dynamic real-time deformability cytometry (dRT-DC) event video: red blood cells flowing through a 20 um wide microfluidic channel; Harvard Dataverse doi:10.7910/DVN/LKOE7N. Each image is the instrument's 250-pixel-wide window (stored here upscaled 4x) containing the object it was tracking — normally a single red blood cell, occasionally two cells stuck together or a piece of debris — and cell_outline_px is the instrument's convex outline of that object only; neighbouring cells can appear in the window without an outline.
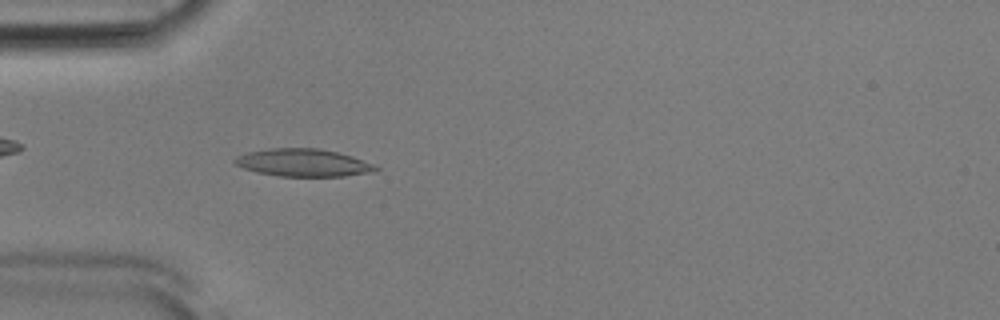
{"species": "Egyptian fruit bat (a non-hibernating species)", "species_latin": "Rousettus aegyptiacus", "temperature_condition": "room temperature", "stored_images_in_passage": 37, "camera_frame_rate_fps": 3000, "um_per_image_px": 0.085, "animal": {"sex": "male"}, "frame": {"image": 1, "passage_image": 7, "time_ms": 2.0, "image_size_px": [1000, 320], "cell_outline_px": [[380, 168], [376, 172], [344, 176], [280, 176], [256, 172], [244, 168], [236, 164], [232, 160], [236, 156], [248, 152], [268, 148], [320, 148], [352, 156], [376, 164]], "centroid_in_image_um": [25.81, 13.83], "position_along_channel_um": 59.2, "area_um2": 22.83}}
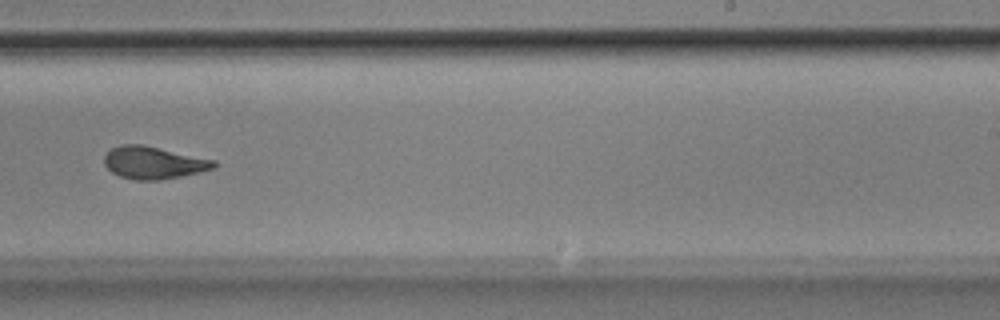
{"frame": {"image": 2, "passage_image": 24, "time_ms": 7.667, "image_size_px": [1000, 320], "cell_outline_px": [[216, 168], [200, 172], [160, 180], [132, 180], [120, 176], [112, 172], [104, 164], [104, 156], [112, 148], [120, 144], [140, 144], [216, 160]], "centroid_in_image_um": [13.05, 13.83], "position_along_channel_um": 276.0, "area_um2": 20.63}}
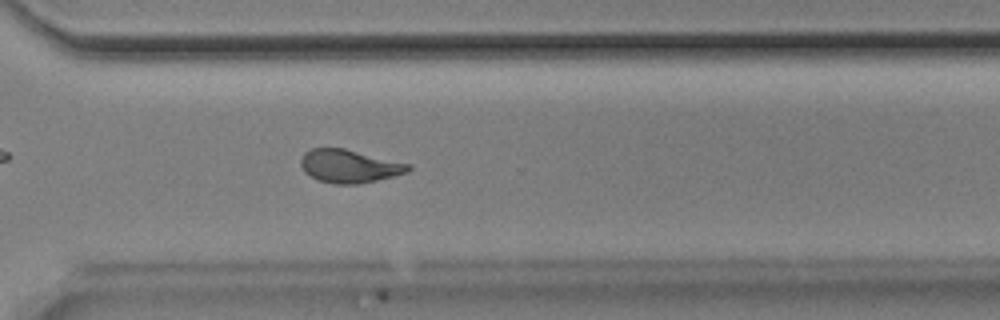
{"frame": {"image": 3, "passage_image": 29, "time_ms": 9.333, "image_size_px": [1000, 320], "cell_outline_px": [[412, 168], [408, 172], [360, 184], [332, 184], [316, 180], [304, 172], [300, 164], [300, 160], [304, 152], [312, 148], [344, 148], [412, 164]], "centroid_in_image_um": [29.68, 14.12], "position_along_channel_um": 340.9, "area_um2": 20.98}, "authors_computed_cell_mechanics": {"area_um2": 20.8658, "velocity_mm_per_s": 3.8962, "shape_relaxation_time_tau1_ms": 5.6118, "shape_relaxation_time_tau2_ms": 1.6968, "deformation_change_tau1": 0.1706, "deformation_change_tau2": 0.0788}}